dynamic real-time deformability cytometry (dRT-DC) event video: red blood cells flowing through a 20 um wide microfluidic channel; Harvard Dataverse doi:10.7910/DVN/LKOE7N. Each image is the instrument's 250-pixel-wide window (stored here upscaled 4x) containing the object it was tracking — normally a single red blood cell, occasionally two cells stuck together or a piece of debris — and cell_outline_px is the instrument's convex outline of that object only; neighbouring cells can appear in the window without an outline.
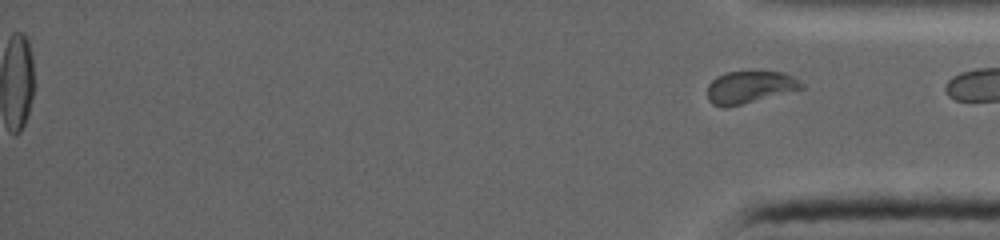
{"species": "common noctule bat (a hibernating species)", "species_latin": "Nyctalus noctula", "temperature_condition": "warm", "stored_images_in_passage": 53, "segment_of_instrument_passage": [2, 2], "camera_frame_rate_fps": 5000, "um_per_image_px": 0.085, "animal": {"sex": "female", "body_mass_g": 19.0, "forearm_length_mm": 53.3}, "frame": {"image": 1, "passage_image": 53, "time_ms": 12.6, "image_size_px": [1000, 240], "cell_outline_px": [[804, 88], [728, 108], [724, 108], [712, 104], [708, 100], [708, 84], [716, 76], [728, 72], [784, 72], [800, 80], [804, 84]], "centroid_in_image_um": [63.71, 7.42], "position_along_channel_um": 371.5, "area_um2": 17.74}}